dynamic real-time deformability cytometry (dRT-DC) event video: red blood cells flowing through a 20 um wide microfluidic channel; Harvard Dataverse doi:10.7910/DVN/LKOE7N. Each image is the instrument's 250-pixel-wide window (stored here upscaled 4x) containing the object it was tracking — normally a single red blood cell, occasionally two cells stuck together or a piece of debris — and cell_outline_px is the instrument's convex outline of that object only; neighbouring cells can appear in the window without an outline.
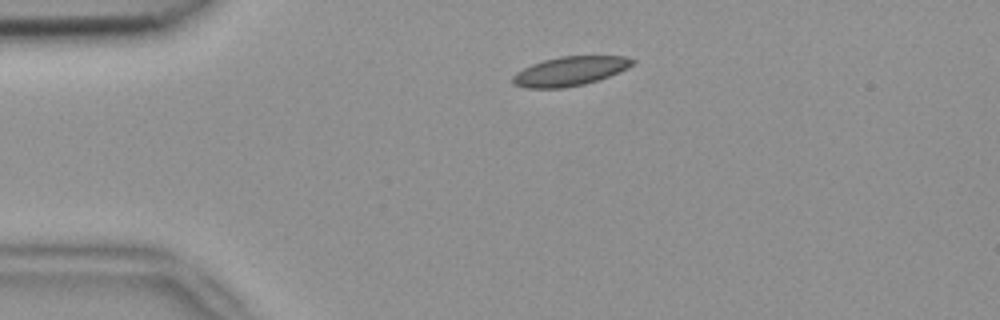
{"species": "common noctule bat (a hibernating species)", "species_latin": "Nyctalus noctula", "temperature_condition": "room temperature", "stored_images_in_passage": 2, "camera_frame_rate_fps": 3000, "um_per_image_px": 0.085, "animal": {"sex": "female", "body_mass_g": 18.4}, "frame": {"image": 1, "passage_image": 1, "time_ms": 0.0, "image_size_px": [1000, 320], "cell_outline_px": [[636, 60], [628, 68], [608, 76], [584, 84], [564, 88], [524, 88], [512, 84], [512, 76], [516, 72], [532, 64], [544, 60], [560, 56], [628, 56]], "centroid_in_image_um": [48.42, 6.05], "position_along_channel_um": 36.6, "area_um2": 20.35}}